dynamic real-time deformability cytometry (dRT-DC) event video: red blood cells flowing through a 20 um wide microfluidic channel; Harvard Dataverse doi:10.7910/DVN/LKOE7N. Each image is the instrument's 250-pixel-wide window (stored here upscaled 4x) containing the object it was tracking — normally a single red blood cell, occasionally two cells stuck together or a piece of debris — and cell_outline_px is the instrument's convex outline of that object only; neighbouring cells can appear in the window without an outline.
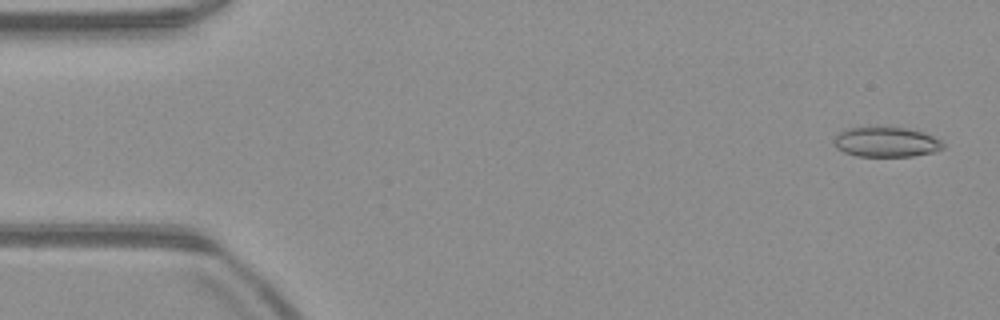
{"species": "common noctule bat (a hibernating species)", "species_latin": "Nyctalus noctula", "temperature_condition": "warm", "stored_images_in_passage": 52, "camera_frame_rate_fps": 3000, "um_per_image_px": 0.085, "animal": {"sex": "male", "body_mass_g": 23.1, "forearm_length_mm": 52.7}, "frame": {"image": 1, "passage_image": 2, "time_ms": 0.333, "image_size_px": [1000, 320], "cell_outline_px": [[944, 148], [932, 152], [912, 156], [856, 156], [844, 152], [836, 148], [832, 140], [840, 132], [848, 128], [876, 124], [908, 128], [924, 132], [940, 140], [944, 144]], "centroid_in_image_um": [75.29, 12.02], "position_along_channel_um": 9.7, "area_um2": 19.71}}
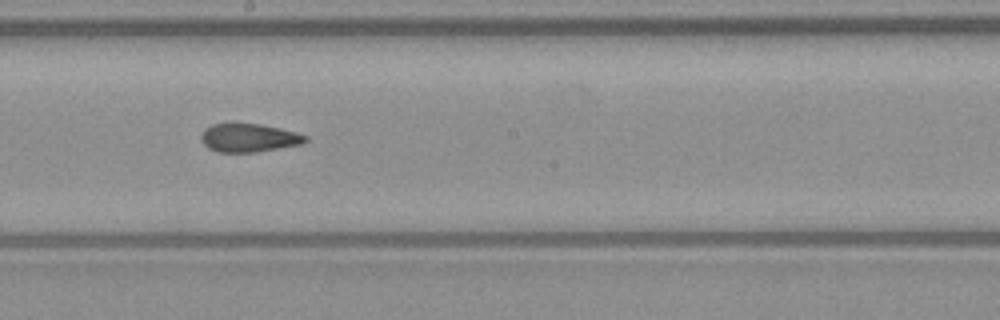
{"frame": {"image": 2, "passage_image": 28, "time_ms": 9.0, "image_size_px": [1000, 320], "cell_outline_px": [[308, 140], [300, 144], [256, 152], [216, 152], [208, 148], [200, 140], [200, 136], [204, 128], [212, 124], [260, 124], [280, 128], [296, 132], [308, 136]], "centroid_in_image_um": [21.12, 11.72], "position_along_channel_um": 227.1, "area_um2": 17.22}}
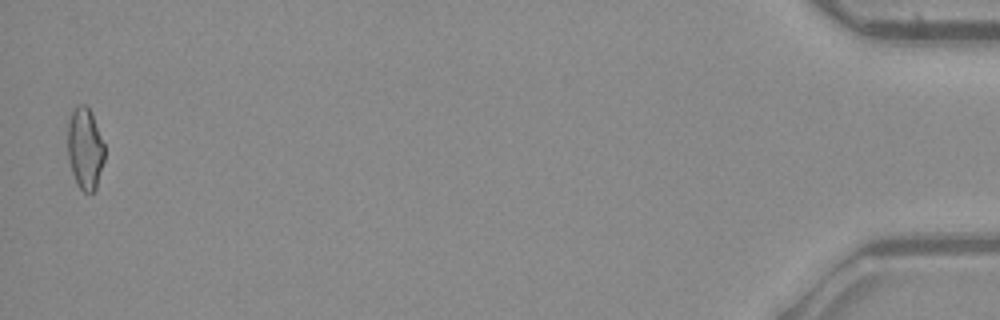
{"frame": {"image": 3, "passage_image": 51, "time_ms": 16.667, "image_size_px": [1000, 320], "cell_outline_px": [[104, 160], [96, 188], [92, 192], [84, 192], [76, 184], [68, 160], [68, 120], [76, 104], [84, 104], [92, 112], [104, 144]], "centroid_in_image_um": [7.22, 12.61], "position_along_channel_um": 428.0, "area_um2": 17.63}, "authors_computed_cell_mechanics": {"area_um2": 18.1203, "velocity_mm_per_s": 3.9711, "shape_relaxation_time_tau1_ms": null, "shape_relaxation_time_tau2_ms": 2.3035, "deformation_change_tau1": null, "deformation_change_tau2": 0.0797}}